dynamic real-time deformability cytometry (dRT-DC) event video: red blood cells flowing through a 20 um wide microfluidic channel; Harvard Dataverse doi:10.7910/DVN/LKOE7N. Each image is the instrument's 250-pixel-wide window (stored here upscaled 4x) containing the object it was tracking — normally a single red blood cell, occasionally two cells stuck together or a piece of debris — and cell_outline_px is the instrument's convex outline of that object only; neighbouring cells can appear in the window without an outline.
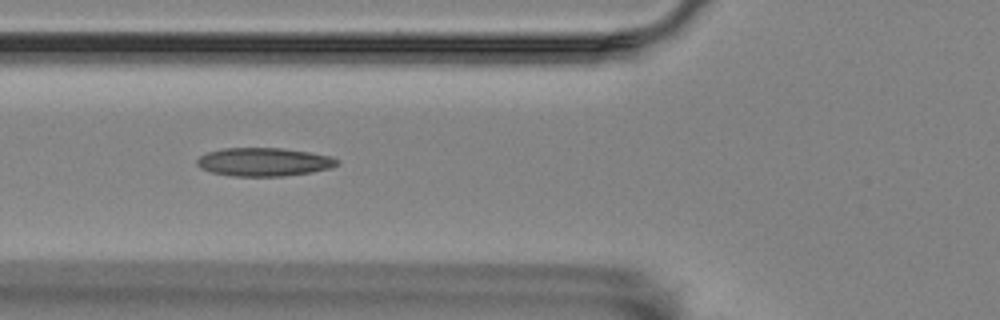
{"species": "Egyptian fruit bat (a non-hibernating species)", "species_latin": "Rousettus aegyptiacus", "temperature_condition": "room temperature", "stored_images_in_passage": 30, "camera_frame_rate_fps": 3000, "um_per_image_px": 0.085, "animal": {"sex": "female"}, "frame": {"image": 1, "passage_image": 8, "time_ms": 2.333, "image_size_px": [1000, 320], "cell_outline_px": [[340, 164], [332, 168], [312, 172], [284, 176], [232, 176], [212, 172], [200, 168], [196, 164], [196, 160], [200, 156], [208, 152], [224, 148], [284, 148], [332, 156], [340, 160]], "centroid_in_image_um": [22.47, 13.76], "position_along_channel_um": 103.3, "area_um2": 23.35}}
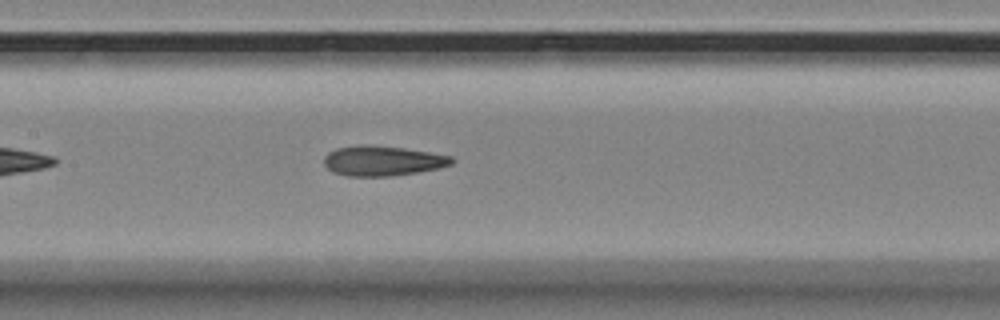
{"frame": {"image": 2, "passage_image": 14, "time_ms": 4.333, "image_size_px": [1000, 320], "cell_outline_px": [[456, 160], [452, 164], [440, 168], [392, 176], [348, 176], [332, 172], [324, 164], [324, 156], [328, 152], [336, 148], [356, 144], [368, 144], [404, 148], [452, 156]], "centroid_in_image_um": [32.5, 13.66], "position_along_channel_um": 174.9, "area_um2": 22.54}}
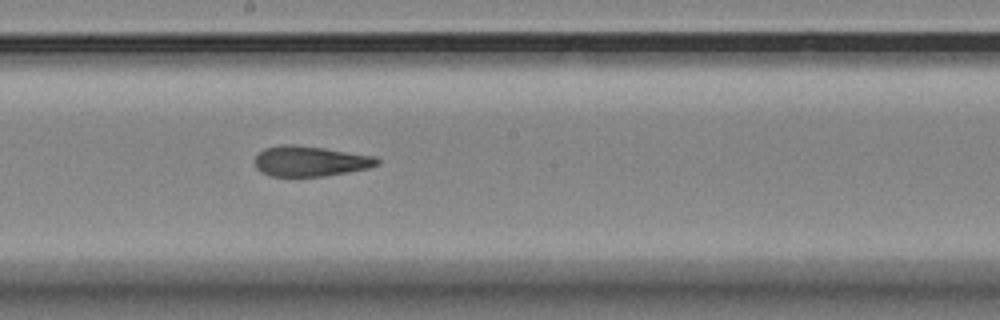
{"frame": {"image": 3, "passage_image": 18, "time_ms": 5.667, "image_size_px": [1000, 320], "cell_outline_px": [[380, 164], [368, 168], [348, 172], [324, 176], [268, 176], [260, 172], [256, 168], [252, 160], [264, 148], [280, 144], [296, 144], [324, 148], [376, 156], [380, 160]], "centroid_in_image_um": [26.33, 13.69], "position_along_channel_um": 221.9, "area_um2": 21.96}}